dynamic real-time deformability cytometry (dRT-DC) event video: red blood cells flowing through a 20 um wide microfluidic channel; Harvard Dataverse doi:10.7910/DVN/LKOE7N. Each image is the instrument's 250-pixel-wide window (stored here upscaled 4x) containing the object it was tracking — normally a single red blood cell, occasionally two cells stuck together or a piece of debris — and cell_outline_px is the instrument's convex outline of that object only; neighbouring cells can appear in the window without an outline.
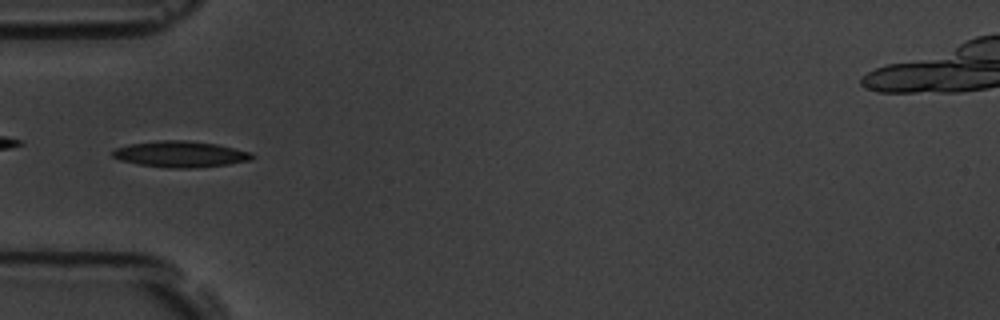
{"species": "common noctule bat (a hibernating species)", "species_latin": "Nyctalus noctula", "temperature_condition": "room temperature", "stored_images_in_passage": 5, "camera_frame_rate_fps": 3000, "um_per_image_px": 0.085, "animal": {"sex": "male", "body_mass_g": 19.5, "forearm_length_mm": 54.6}, "frame": {"image": 1, "passage_image": 5, "time_ms": 4.667, "image_size_px": [1000, 320], "cell_outline_px": [[256, 156], [252, 160], [228, 164], [192, 168], [168, 168], [140, 164], [120, 160], [112, 156], [112, 152], [116, 148], [128, 144], [156, 140], [188, 140], [216, 144], [252, 152]], "centroid_in_image_um": [15.36, 13.09], "position_along_channel_um": 69.6, "area_um2": 21.33}}